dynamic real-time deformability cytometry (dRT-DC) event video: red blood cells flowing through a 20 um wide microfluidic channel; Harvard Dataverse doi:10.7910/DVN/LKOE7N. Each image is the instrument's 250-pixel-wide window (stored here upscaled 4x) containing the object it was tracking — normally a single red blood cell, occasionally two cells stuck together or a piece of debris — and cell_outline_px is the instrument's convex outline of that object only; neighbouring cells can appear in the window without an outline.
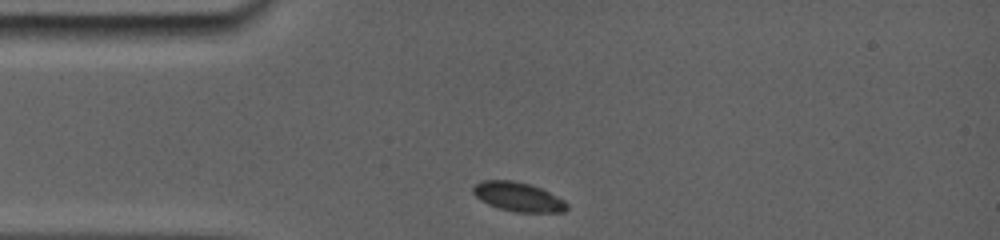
{"species": "common noctule bat (a hibernating species)", "species_latin": "Nyctalus noctula", "temperature_condition": "room temperature", "stored_images_in_passage": 23, "camera_frame_rate_fps": 5000, "um_per_image_px": 0.085, "animal": {"sex": "female", "body_mass_g": 19.0, "forearm_length_mm": 56.7}, "frame": {"image": 1, "passage_image": 1, "time_ms": 0.0, "image_size_px": [1000, 240], "cell_outline_px": [[568, 208], [564, 212], [516, 212], [500, 208], [488, 204], [480, 200], [472, 192], [472, 188], [480, 180], [512, 180], [532, 184], [564, 200], [568, 204]], "centroid_in_image_um": [44.03, 16.72], "position_along_channel_um": 41.0, "area_um2": 15.95}}
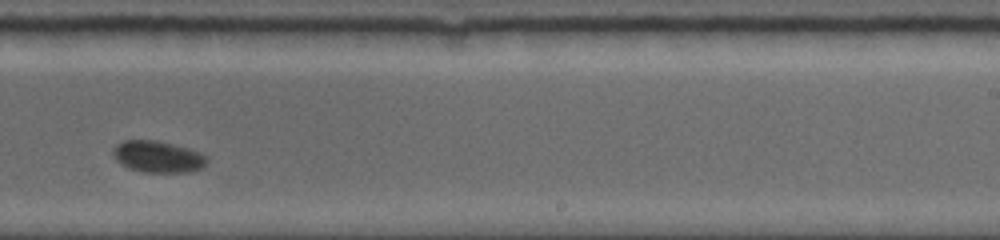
{"frame": {"image": 2, "passage_image": 14, "time_ms": 6.8, "image_size_px": [1000, 240], "cell_outline_px": [[208, 160], [204, 168], [192, 172], [144, 172], [128, 168], [120, 164], [116, 160], [112, 152], [116, 144], [124, 140], [156, 140], [188, 148], [200, 152], [208, 156]], "centroid_in_image_um": [13.45, 13.33], "position_along_channel_um": 275.6, "area_um2": 17.51}}
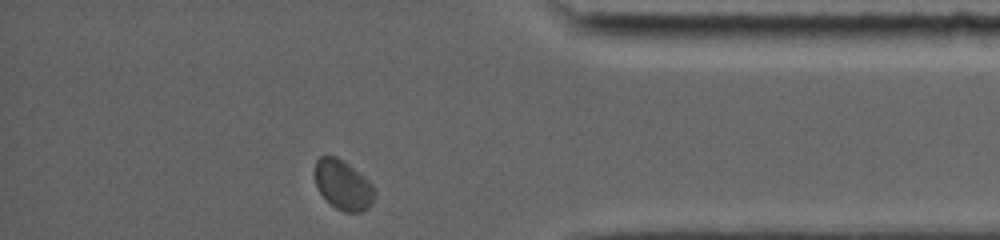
{"frame": {"image": 3, "passage_image": 23, "time_ms": 10.6, "image_size_px": [1000, 240], "cell_outline_px": [[372, 204], [368, 208], [360, 212], [344, 212], [336, 208], [320, 192], [316, 184], [312, 172], [316, 160], [320, 156], [336, 156], [348, 164], [368, 180], [372, 184]], "centroid_in_image_um": [29.1, 15.7], "position_along_channel_um": 406.1, "area_um2": 17.05}, "authors_computed_cell_mechanics": {"area_um2": 17.051, "velocity_mm_per_s": 3.7224, "shape_relaxation_time_tau1_ms": 2.3548, "shape_relaxation_time_tau2_ms": null, "deformation_change_tau1": 0.0507, "deformation_change_tau2": null}}